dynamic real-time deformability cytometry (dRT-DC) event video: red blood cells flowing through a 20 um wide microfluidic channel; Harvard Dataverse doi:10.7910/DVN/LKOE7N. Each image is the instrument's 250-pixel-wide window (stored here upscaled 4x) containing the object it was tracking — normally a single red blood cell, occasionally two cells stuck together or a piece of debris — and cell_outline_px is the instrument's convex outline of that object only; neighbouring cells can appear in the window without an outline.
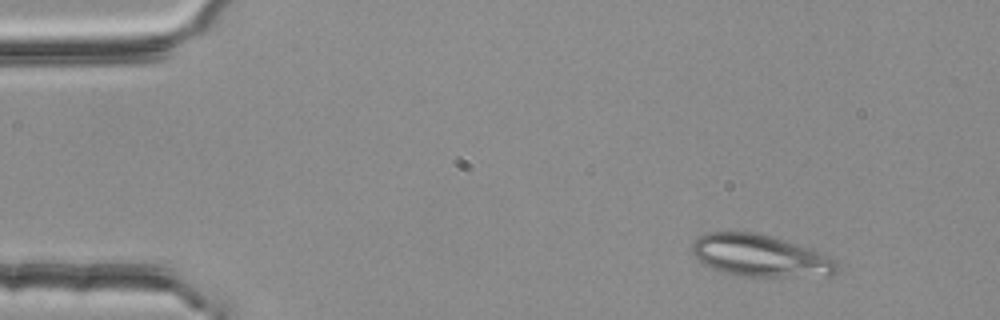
{"species": "common noctule bat (a hibernating species)", "species_latin": "Nyctalus noctula", "temperature_condition": "room temperature", "stored_images_in_passage": 6, "camera_frame_rate_fps": 3000, "um_per_image_px": 0.085, "animal": {"sex": "female", "body_mass_g": 25.1}, "frame": {"image": 1, "passage_image": 1, "time_ms": 0.0, "image_size_px": [1000, 320], "cell_outline_px": [[840, 268], [832, 276], [740, 276], [724, 272], [712, 268], [704, 264], [692, 252], [692, 244], [700, 236], [708, 232], [752, 232], [768, 236], [820, 252], [836, 260]], "centroid_in_image_um": [64.64, 21.75], "position_along_channel_um": 20.4, "area_um2": 34.91}}